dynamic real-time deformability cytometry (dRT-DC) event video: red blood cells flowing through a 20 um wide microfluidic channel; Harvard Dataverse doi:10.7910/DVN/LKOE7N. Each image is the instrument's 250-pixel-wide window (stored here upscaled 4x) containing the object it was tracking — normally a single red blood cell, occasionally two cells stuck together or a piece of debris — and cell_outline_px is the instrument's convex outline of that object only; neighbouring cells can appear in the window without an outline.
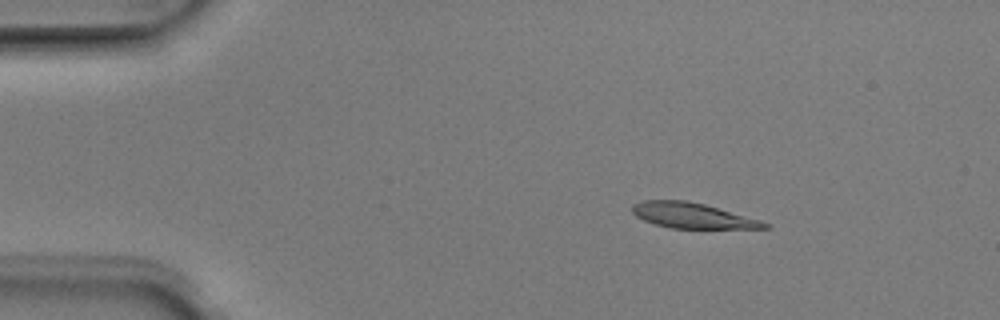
{"species": "Egyptian fruit bat (a non-hibernating species)", "species_latin": "Rousettus aegyptiacus", "temperature_condition": "room temperature", "stored_images_in_passage": 44, "camera_frame_rate_fps": 3000, "um_per_image_px": 0.085, "animal": {"sex": "male"}, "frame": {"image": 1, "passage_image": 1, "time_ms": 0.0, "image_size_px": [1000, 320], "cell_outline_px": [[768, 228], [672, 228], [656, 224], [644, 220], [636, 216], [632, 212], [632, 204], [644, 200], [688, 200], [704, 204], [760, 220], [768, 224]], "centroid_in_image_um": [58.8, 18.31], "position_along_channel_um": 26.2, "area_um2": 19.25}}
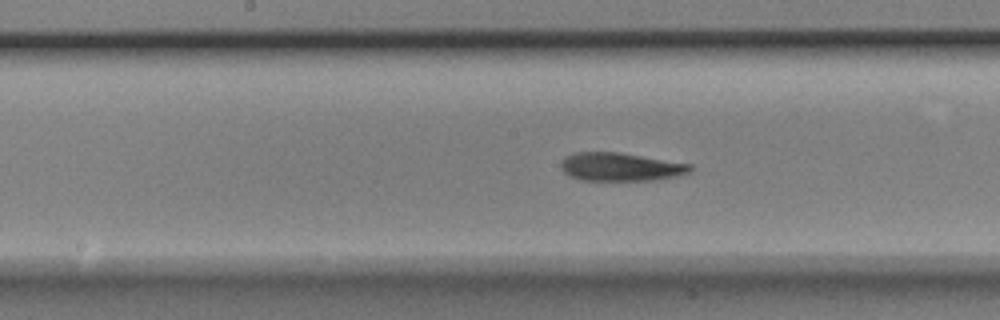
{"frame": {"image": 2, "passage_image": 19, "time_ms": 6.0, "image_size_px": [1000, 320], "cell_outline_px": [[692, 172], [676, 176], [652, 180], [580, 180], [568, 176], [560, 168], [560, 160], [564, 156], [572, 152], [620, 152], [692, 164]], "centroid_in_image_um": [52.7, 14.17], "position_along_channel_um": 195.5, "area_um2": 21.62}}
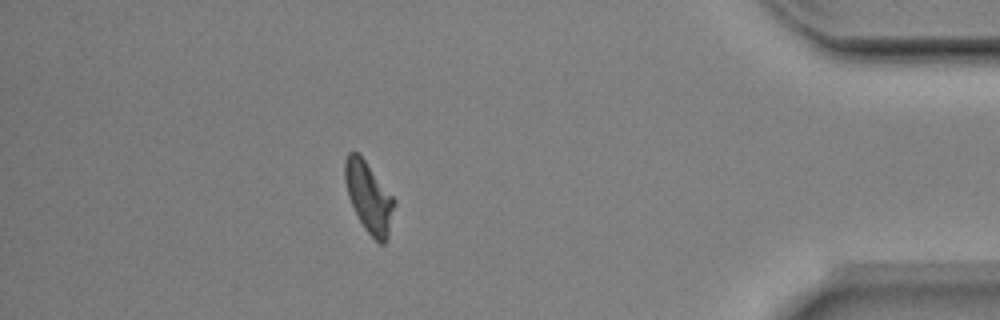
{"frame": {"image": 3, "passage_image": 38, "time_ms": 12.333, "image_size_px": [1000, 320], "cell_outline_px": [[396, 204], [388, 236], [384, 244], [380, 244], [364, 228], [348, 196], [344, 180], [344, 160], [348, 152], [356, 152], [364, 160], [396, 200]], "centroid_in_image_um": [31.36, 16.76], "position_along_channel_um": 403.8, "area_um2": 20.0}, "authors_computed_cell_mechanics": {"area_um2": 21.1548, "velocity_mm_per_s": 3.979, "shape_relaxation_time_tau1_ms": 3.0319, "shape_relaxation_time_tau2_ms": 7.0122, "deformation_change_tau1": 0.1604, "deformation_change_tau2": 0.1091}}